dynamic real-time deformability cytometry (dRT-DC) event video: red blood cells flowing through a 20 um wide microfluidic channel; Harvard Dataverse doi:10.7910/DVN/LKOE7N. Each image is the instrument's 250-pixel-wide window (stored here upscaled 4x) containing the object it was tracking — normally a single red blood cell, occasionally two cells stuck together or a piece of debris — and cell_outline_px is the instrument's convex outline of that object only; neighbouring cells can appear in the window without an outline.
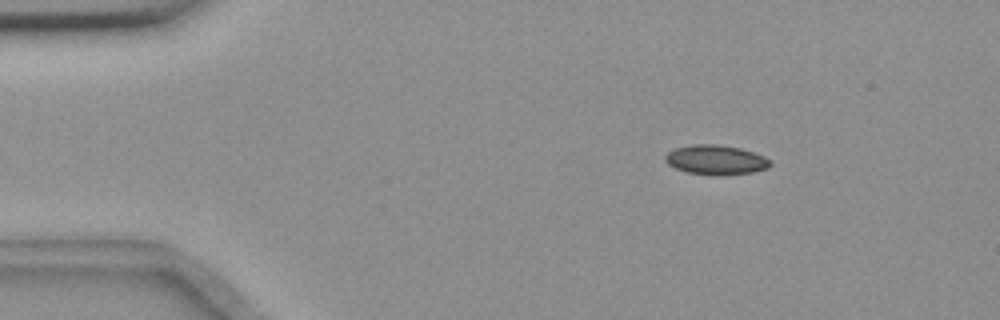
{"species": "common noctule bat (a hibernating species)", "species_latin": "Nyctalus noctula", "temperature_condition": "room temperature", "stored_images_in_passage": 51, "camera_frame_rate_fps": 3000, "um_per_image_px": 0.085, "animal": {"sex": "female", "body_mass_g": 18.4}, "frame": {"image": 1, "passage_image": 4, "time_ms": 1.0, "image_size_px": [1000, 320], "cell_outline_px": [[772, 164], [768, 168], [752, 172], [720, 176], [712, 176], [688, 172], [676, 168], [668, 164], [664, 160], [664, 156], [668, 152], [676, 148], [692, 144], [720, 144], [740, 148], [764, 156]], "centroid_in_image_um": [60.83, 13.59], "position_along_channel_um": 24.2, "area_um2": 18.21}}
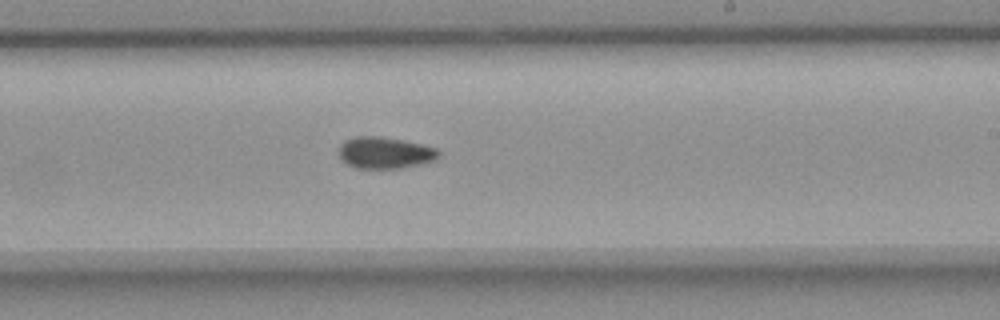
{"frame": {"image": 2, "passage_image": 29, "time_ms": 9.333, "image_size_px": [1000, 320], "cell_outline_px": [[440, 156], [436, 160], [404, 168], [356, 168], [340, 160], [340, 144], [344, 140], [356, 136], [376, 136], [400, 140], [420, 144], [436, 148], [440, 152]], "centroid_in_image_um": [32.72, 12.99], "position_along_channel_um": 256.3, "area_um2": 18.32}}
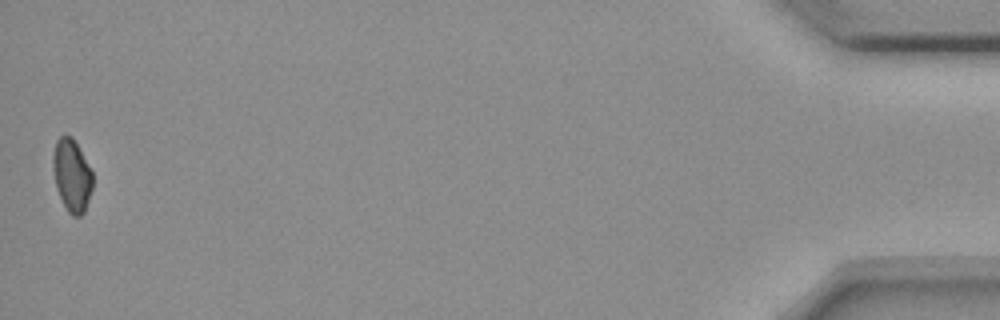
{"frame": {"image": 3, "passage_image": 51, "time_ms": 16.667, "image_size_px": [1000, 320], "cell_outline_px": [[92, 188], [84, 212], [80, 216], [72, 216], [68, 212], [56, 188], [52, 168], [52, 156], [56, 140], [60, 136], [72, 136], [92, 172]], "centroid_in_image_um": [6.08, 14.9], "position_along_channel_um": 429.1, "area_um2": 16.59}}